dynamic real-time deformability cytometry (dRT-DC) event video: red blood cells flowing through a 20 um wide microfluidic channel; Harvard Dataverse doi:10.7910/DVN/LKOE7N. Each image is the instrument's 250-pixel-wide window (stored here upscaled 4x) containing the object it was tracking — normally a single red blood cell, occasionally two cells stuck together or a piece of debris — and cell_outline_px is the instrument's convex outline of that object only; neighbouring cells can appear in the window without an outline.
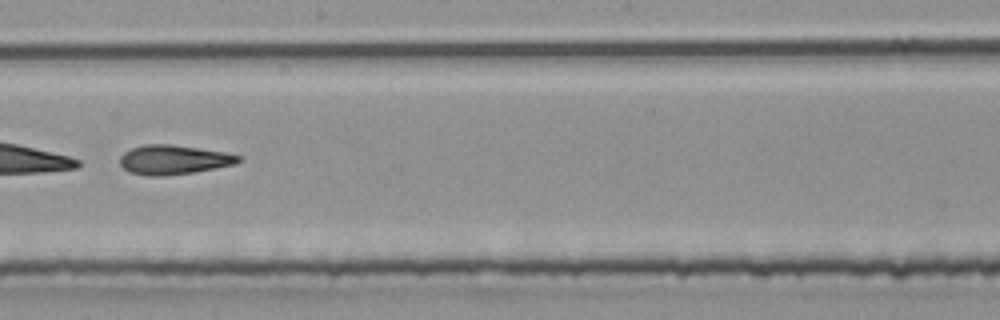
{"species": "common noctule bat (a hibernating species)", "species_latin": "Nyctalus noctula", "temperature_condition": "room temperature", "stored_images_in_passage": 53, "segment_of_instrument_passage": [2, 2], "camera_frame_rate_fps": 3000, "um_per_image_px": 0.085, "animal": {"sex": "male", "body_mass_g": 20.4}, "frame": {"image": 1, "passage_image": 31, "time_ms": 10.0, "image_size_px": [1000, 320], "cell_outline_px": [[240, 160], [236, 164], [192, 172], [164, 176], [144, 176], [128, 172], [120, 164], [120, 156], [124, 152], [132, 148], [144, 144], [172, 144], [224, 152], [240, 156]], "centroid_in_image_um": [14.71, 13.58], "position_along_channel_um": 233.5, "area_um2": 20.23}}
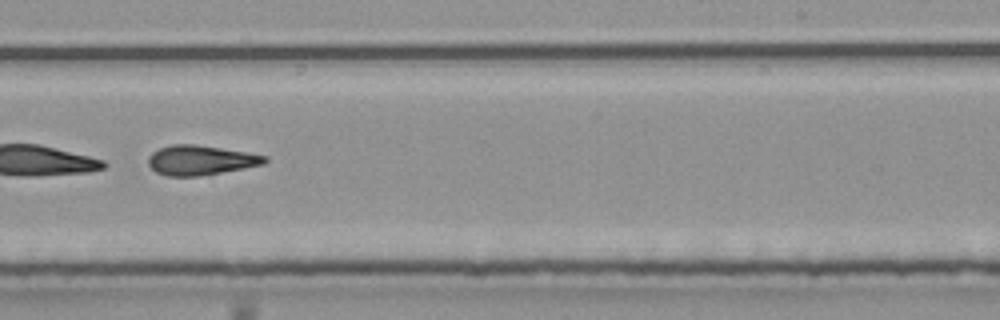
{"frame": {"image": 2, "passage_image": 34, "time_ms": 11.0, "image_size_px": [1000, 320], "cell_outline_px": [[268, 160], [264, 164], [244, 168], [200, 176], [168, 176], [156, 172], [148, 164], [148, 156], [152, 152], [160, 148], [172, 144], [196, 144], [248, 152], [268, 156]], "centroid_in_image_um": [17.06, 13.61], "position_along_channel_um": 271.9, "area_um2": 20.23}}